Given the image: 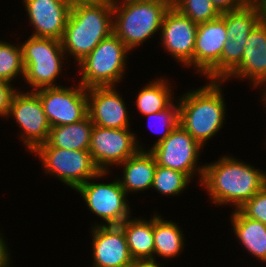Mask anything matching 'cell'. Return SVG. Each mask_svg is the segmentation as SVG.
<instances>
[{
  "label": "cell",
  "instance_id": "cell-1",
  "mask_svg": "<svg viewBox=\"0 0 266 267\" xmlns=\"http://www.w3.org/2000/svg\"><path fill=\"white\" fill-rule=\"evenodd\" d=\"M204 163L200 186L206 189L211 204L239 209L266 185V171L233 155L219 156Z\"/></svg>",
  "mask_w": 266,
  "mask_h": 267
},
{
  "label": "cell",
  "instance_id": "cell-2",
  "mask_svg": "<svg viewBox=\"0 0 266 267\" xmlns=\"http://www.w3.org/2000/svg\"><path fill=\"white\" fill-rule=\"evenodd\" d=\"M224 85V81L207 80L203 86L177 97L179 125L203 147L226 124L227 103L222 89Z\"/></svg>",
  "mask_w": 266,
  "mask_h": 267
},
{
  "label": "cell",
  "instance_id": "cell-3",
  "mask_svg": "<svg viewBox=\"0 0 266 267\" xmlns=\"http://www.w3.org/2000/svg\"><path fill=\"white\" fill-rule=\"evenodd\" d=\"M111 33H113V2L100 0L70 10L60 41L67 60L73 57L75 61L73 63L77 65Z\"/></svg>",
  "mask_w": 266,
  "mask_h": 267
},
{
  "label": "cell",
  "instance_id": "cell-4",
  "mask_svg": "<svg viewBox=\"0 0 266 267\" xmlns=\"http://www.w3.org/2000/svg\"><path fill=\"white\" fill-rule=\"evenodd\" d=\"M172 0L113 1V32L133 51L160 34L164 16Z\"/></svg>",
  "mask_w": 266,
  "mask_h": 267
},
{
  "label": "cell",
  "instance_id": "cell-5",
  "mask_svg": "<svg viewBox=\"0 0 266 267\" xmlns=\"http://www.w3.org/2000/svg\"><path fill=\"white\" fill-rule=\"evenodd\" d=\"M131 51L113 32L104 38L82 61L77 64L79 84L92 87L118 86L125 78L128 55Z\"/></svg>",
  "mask_w": 266,
  "mask_h": 267
},
{
  "label": "cell",
  "instance_id": "cell-6",
  "mask_svg": "<svg viewBox=\"0 0 266 267\" xmlns=\"http://www.w3.org/2000/svg\"><path fill=\"white\" fill-rule=\"evenodd\" d=\"M20 46L25 69L23 82L31 87L30 91L62 86L56 81L68 60L60 40L29 36Z\"/></svg>",
  "mask_w": 266,
  "mask_h": 267
},
{
  "label": "cell",
  "instance_id": "cell-7",
  "mask_svg": "<svg viewBox=\"0 0 266 267\" xmlns=\"http://www.w3.org/2000/svg\"><path fill=\"white\" fill-rule=\"evenodd\" d=\"M110 172L113 173L112 171H101L75 190V193L78 192L84 200L87 209L101 219L100 222L95 220L93 225L90 224L91 227L120 225L132 215L128 195L121 187L117 177L114 176L115 180L107 183L95 182L106 176L107 179Z\"/></svg>",
  "mask_w": 266,
  "mask_h": 267
},
{
  "label": "cell",
  "instance_id": "cell-8",
  "mask_svg": "<svg viewBox=\"0 0 266 267\" xmlns=\"http://www.w3.org/2000/svg\"><path fill=\"white\" fill-rule=\"evenodd\" d=\"M32 154L39 158L45 175L57 178L73 190L101 172L87 150H65L51 147L46 142L39 145Z\"/></svg>",
  "mask_w": 266,
  "mask_h": 267
},
{
  "label": "cell",
  "instance_id": "cell-9",
  "mask_svg": "<svg viewBox=\"0 0 266 267\" xmlns=\"http://www.w3.org/2000/svg\"><path fill=\"white\" fill-rule=\"evenodd\" d=\"M204 147L196 141L182 126H176L170 135L148 150L154 156L156 164L181 171L192 180L197 177L200 184L204 164H199ZM201 165V166H200Z\"/></svg>",
  "mask_w": 266,
  "mask_h": 267
},
{
  "label": "cell",
  "instance_id": "cell-10",
  "mask_svg": "<svg viewBox=\"0 0 266 267\" xmlns=\"http://www.w3.org/2000/svg\"><path fill=\"white\" fill-rule=\"evenodd\" d=\"M131 130L93 126L89 152L100 171H111L115 165L117 167L139 150H148Z\"/></svg>",
  "mask_w": 266,
  "mask_h": 267
},
{
  "label": "cell",
  "instance_id": "cell-11",
  "mask_svg": "<svg viewBox=\"0 0 266 267\" xmlns=\"http://www.w3.org/2000/svg\"><path fill=\"white\" fill-rule=\"evenodd\" d=\"M18 89L11 100L10 110L7 116L19 126L20 137L30 153L39 145L46 143L51 126L44 113L40 98L35 91Z\"/></svg>",
  "mask_w": 266,
  "mask_h": 267
},
{
  "label": "cell",
  "instance_id": "cell-12",
  "mask_svg": "<svg viewBox=\"0 0 266 267\" xmlns=\"http://www.w3.org/2000/svg\"><path fill=\"white\" fill-rule=\"evenodd\" d=\"M51 127L73 124L88 116L87 89L81 84L35 90Z\"/></svg>",
  "mask_w": 266,
  "mask_h": 267
},
{
  "label": "cell",
  "instance_id": "cell-13",
  "mask_svg": "<svg viewBox=\"0 0 266 267\" xmlns=\"http://www.w3.org/2000/svg\"><path fill=\"white\" fill-rule=\"evenodd\" d=\"M228 40L225 13L217 19L199 23L193 52L194 72L207 80L221 81V54Z\"/></svg>",
  "mask_w": 266,
  "mask_h": 267
},
{
  "label": "cell",
  "instance_id": "cell-14",
  "mask_svg": "<svg viewBox=\"0 0 266 267\" xmlns=\"http://www.w3.org/2000/svg\"><path fill=\"white\" fill-rule=\"evenodd\" d=\"M198 24L171 6L160 30L162 49L182 67H193V52Z\"/></svg>",
  "mask_w": 266,
  "mask_h": 267
},
{
  "label": "cell",
  "instance_id": "cell-15",
  "mask_svg": "<svg viewBox=\"0 0 266 267\" xmlns=\"http://www.w3.org/2000/svg\"><path fill=\"white\" fill-rule=\"evenodd\" d=\"M117 86L87 89L88 116L96 126L104 128H130V114Z\"/></svg>",
  "mask_w": 266,
  "mask_h": 267
},
{
  "label": "cell",
  "instance_id": "cell-16",
  "mask_svg": "<svg viewBox=\"0 0 266 267\" xmlns=\"http://www.w3.org/2000/svg\"><path fill=\"white\" fill-rule=\"evenodd\" d=\"M249 81L250 87L266 90V19L250 32L240 65L224 80ZM245 79V80H244ZM252 83V84H251ZM263 86V87H262ZM258 87V88H257Z\"/></svg>",
  "mask_w": 266,
  "mask_h": 267
},
{
  "label": "cell",
  "instance_id": "cell-17",
  "mask_svg": "<svg viewBox=\"0 0 266 267\" xmlns=\"http://www.w3.org/2000/svg\"><path fill=\"white\" fill-rule=\"evenodd\" d=\"M30 36L61 40L71 8L63 0H22Z\"/></svg>",
  "mask_w": 266,
  "mask_h": 267
},
{
  "label": "cell",
  "instance_id": "cell-18",
  "mask_svg": "<svg viewBox=\"0 0 266 267\" xmlns=\"http://www.w3.org/2000/svg\"><path fill=\"white\" fill-rule=\"evenodd\" d=\"M92 265L130 267L134 261L129 253L123 229L119 225L90 228Z\"/></svg>",
  "mask_w": 266,
  "mask_h": 267
},
{
  "label": "cell",
  "instance_id": "cell-19",
  "mask_svg": "<svg viewBox=\"0 0 266 267\" xmlns=\"http://www.w3.org/2000/svg\"><path fill=\"white\" fill-rule=\"evenodd\" d=\"M119 166L123 174L117 178L127 195L151 189L157 164L149 150H139Z\"/></svg>",
  "mask_w": 266,
  "mask_h": 267
},
{
  "label": "cell",
  "instance_id": "cell-20",
  "mask_svg": "<svg viewBox=\"0 0 266 267\" xmlns=\"http://www.w3.org/2000/svg\"><path fill=\"white\" fill-rule=\"evenodd\" d=\"M231 213V228L239 244L250 256L266 264V225L246 217L239 209Z\"/></svg>",
  "mask_w": 266,
  "mask_h": 267
},
{
  "label": "cell",
  "instance_id": "cell-21",
  "mask_svg": "<svg viewBox=\"0 0 266 267\" xmlns=\"http://www.w3.org/2000/svg\"><path fill=\"white\" fill-rule=\"evenodd\" d=\"M150 218L131 216L119 225L123 229L133 260H154L153 216Z\"/></svg>",
  "mask_w": 266,
  "mask_h": 267
},
{
  "label": "cell",
  "instance_id": "cell-22",
  "mask_svg": "<svg viewBox=\"0 0 266 267\" xmlns=\"http://www.w3.org/2000/svg\"><path fill=\"white\" fill-rule=\"evenodd\" d=\"M154 213V260H157L156 257H161L168 262V259L170 261L183 253L186 238L179 223H175L174 220H166L161 213L160 215L157 212Z\"/></svg>",
  "mask_w": 266,
  "mask_h": 267
},
{
  "label": "cell",
  "instance_id": "cell-23",
  "mask_svg": "<svg viewBox=\"0 0 266 267\" xmlns=\"http://www.w3.org/2000/svg\"><path fill=\"white\" fill-rule=\"evenodd\" d=\"M168 78L157 77L146 83L138 91L135 102L136 110L142 116L160 112L167 109L177 98L174 94V86ZM173 87V88H172Z\"/></svg>",
  "mask_w": 266,
  "mask_h": 267
},
{
  "label": "cell",
  "instance_id": "cell-24",
  "mask_svg": "<svg viewBox=\"0 0 266 267\" xmlns=\"http://www.w3.org/2000/svg\"><path fill=\"white\" fill-rule=\"evenodd\" d=\"M94 124L89 116L73 124L51 127L47 143L51 147L89 151Z\"/></svg>",
  "mask_w": 266,
  "mask_h": 267
},
{
  "label": "cell",
  "instance_id": "cell-25",
  "mask_svg": "<svg viewBox=\"0 0 266 267\" xmlns=\"http://www.w3.org/2000/svg\"><path fill=\"white\" fill-rule=\"evenodd\" d=\"M263 18L262 11L253 0L242 8L225 12L228 40L246 42L250 32Z\"/></svg>",
  "mask_w": 266,
  "mask_h": 267
},
{
  "label": "cell",
  "instance_id": "cell-26",
  "mask_svg": "<svg viewBox=\"0 0 266 267\" xmlns=\"http://www.w3.org/2000/svg\"><path fill=\"white\" fill-rule=\"evenodd\" d=\"M191 181L193 180L181 171L157 165L151 189L164 197H178L186 191Z\"/></svg>",
  "mask_w": 266,
  "mask_h": 267
},
{
  "label": "cell",
  "instance_id": "cell-27",
  "mask_svg": "<svg viewBox=\"0 0 266 267\" xmlns=\"http://www.w3.org/2000/svg\"><path fill=\"white\" fill-rule=\"evenodd\" d=\"M25 69L22 60V49L18 41L9 43L0 40V80L13 83L14 79L22 76L24 79Z\"/></svg>",
  "mask_w": 266,
  "mask_h": 267
},
{
  "label": "cell",
  "instance_id": "cell-28",
  "mask_svg": "<svg viewBox=\"0 0 266 267\" xmlns=\"http://www.w3.org/2000/svg\"><path fill=\"white\" fill-rule=\"evenodd\" d=\"M172 6L197 24L215 20L221 15L211 0H172Z\"/></svg>",
  "mask_w": 266,
  "mask_h": 267
},
{
  "label": "cell",
  "instance_id": "cell-29",
  "mask_svg": "<svg viewBox=\"0 0 266 267\" xmlns=\"http://www.w3.org/2000/svg\"><path fill=\"white\" fill-rule=\"evenodd\" d=\"M175 103L173 102L167 109L160 112L144 115L145 117H147V127H149L152 132H157V134L159 135L161 134L156 142L154 141L153 145L166 139L170 135L171 131L179 125L178 100H175ZM151 122H155V124ZM156 123H158L159 125ZM150 125H153L154 128Z\"/></svg>",
  "mask_w": 266,
  "mask_h": 267
},
{
  "label": "cell",
  "instance_id": "cell-30",
  "mask_svg": "<svg viewBox=\"0 0 266 267\" xmlns=\"http://www.w3.org/2000/svg\"><path fill=\"white\" fill-rule=\"evenodd\" d=\"M246 42L227 40L221 54V81H224L241 63Z\"/></svg>",
  "mask_w": 266,
  "mask_h": 267
},
{
  "label": "cell",
  "instance_id": "cell-31",
  "mask_svg": "<svg viewBox=\"0 0 266 267\" xmlns=\"http://www.w3.org/2000/svg\"><path fill=\"white\" fill-rule=\"evenodd\" d=\"M239 210L246 217L258 220L266 225V185L250 200H247Z\"/></svg>",
  "mask_w": 266,
  "mask_h": 267
},
{
  "label": "cell",
  "instance_id": "cell-32",
  "mask_svg": "<svg viewBox=\"0 0 266 267\" xmlns=\"http://www.w3.org/2000/svg\"><path fill=\"white\" fill-rule=\"evenodd\" d=\"M15 84L0 80V118L7 119L14 93L18 90Z\"/></svg>",
  "mask_w": 266,
  "mask_h": 267
},
{
  "label": "cell",
  "instance_id": "cell-33",
  "mask_svg": "<svg viewBox=\"0 0 266 267\" xmlns=\"http://www.w3.org/2000/svg\"><path fill=\"white\" fill-rule=\"evenodd\" d=\"M220 14L237 10L245 6L251 0H211Z\"/></svg>",
  "mask_w": 266,
  "mask_h": 267
},
{
  "label": "cell",
  "instance_id": "cell-34",
  "mask_svg": "<svg viewBox=\"0 0 266 267\" xmlns=\"http://www.w3.org/2000/svg\"><path fill=\"white\" fill-rule=\"evenodd\" d=\"M3 233H0V267H11V251L8 242L4 239Z\"/></svg>",
  "mask_w": 266,
  "mask_h": 267
},
{
  "label": "cell",
  "instance_id": "cell-35",
  "mask_svg": "<svg viewBox=\"0 0 266 267\" xmlns=\"http://www.w3.org/2000/svg\"><path fill=\"white\" fill-rule=\"evenodd\" d=\"M157 260H134L130 267H162Z\"/></svg>",
  "mask_w": 266,
  "mask_h": 267
},
{
  "label": "cell",
  "instance_id": "cell-36",
  "mask_svg": "<svg viewBox=\"0 0 266 267\" xmlns=\"http://www.w3.org/2000/svg\"><path fill=\"white\" fill-rule=\"evenodd\" d=\"M71 9L80 5H88L99 2L100 0H63Z\"/></svg>",
  "mask_w": 266,
  "mask_h": 267
},
{
  "label": "cell",
  "instance_id": "cell-37",
  "mask_svg": "<svg viewBox=\"0 0 266 267\" xmlns=\"http://www.w3.org/2000/svg\"><path fill=\"white\" fill-rule=\"evenodd\" d=\"M253 1L257 4L259 9L263 13V17L266 19V0H253Z\"/></svg>",
  "mask_w": 266,
  "mask_h": 267
},
{
  "label": "cell",
  "instance_id": "cell-38",
  "mask_svg": "<svg viewBox=\"0 0 266 267\" xmlns=\"http://www.w3.org/2000/svg\"><path fill=\"white\" fill-rule=\"evenodd\" d=\"M262 91V93L259 95V96H261V98L260 99H262V100H260V101H263L262 103H264V108L266 107V90H261ZM265 142H266V138H265ZM265 145H266V143H264Z\"/></svg>",
  "mask_w": 266,
  "mask_h": 267
},
{
  "label": "cell",
  "instance_id": "cell-39",
  "mask_svg": "<svg viewBox=\"0 0 266 267\" xmlns=\"http://www.w3.org/2000/svg\"><path fill=\"white\" fill-rule=\"evenodd\" d=\"M91 267H113V266H97V265H93Z\"/></svg>",
  "mask_w": 266,
  "mask_h": 267
}]
</instances>
